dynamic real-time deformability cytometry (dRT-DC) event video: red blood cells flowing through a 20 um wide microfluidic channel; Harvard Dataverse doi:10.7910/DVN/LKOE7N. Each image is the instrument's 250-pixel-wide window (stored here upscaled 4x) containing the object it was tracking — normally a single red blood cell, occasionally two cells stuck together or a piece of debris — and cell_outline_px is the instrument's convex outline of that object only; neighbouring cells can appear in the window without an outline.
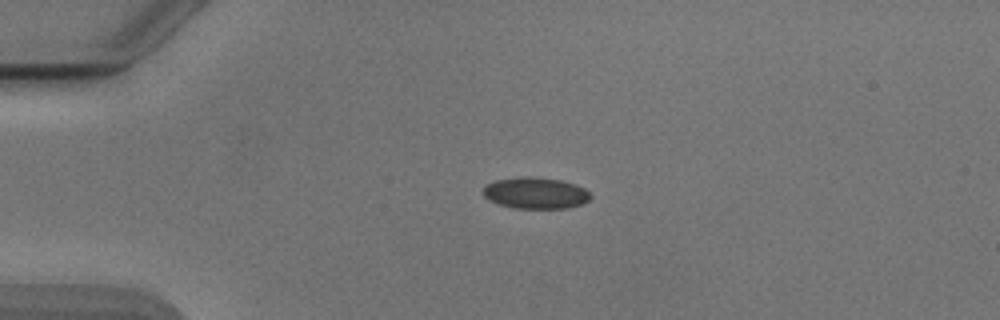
{"species": "Egyptian fruit bat (a non-hibernating species)", "species_latin": "Rousettus aegyptiacus", "temperature_condition": "cold", "stored_images_in_passage": 41, "camera_frame_rate_fps": 3000, "um_per_image_px": 0.085, "animal": {"sex": "male"}, "frame": {"image": 1, "passage_image": 1, "time_ms": 0.0, "image_size_px": [1000, 320], "cell_outline_px": [[592, 196], [588, 200], [580, 204], [564, 208], [516, 208], [500, 204], [488, 200], [484, 196], [484, 184], [496, 180], [520, 176], [536, 176], [560, 180], [576, 184], [584, 188]], "centroid_in_image_um": [45.5, 16.39], "position_along_channel_um": 39.5, "area_um2": 19.65}}
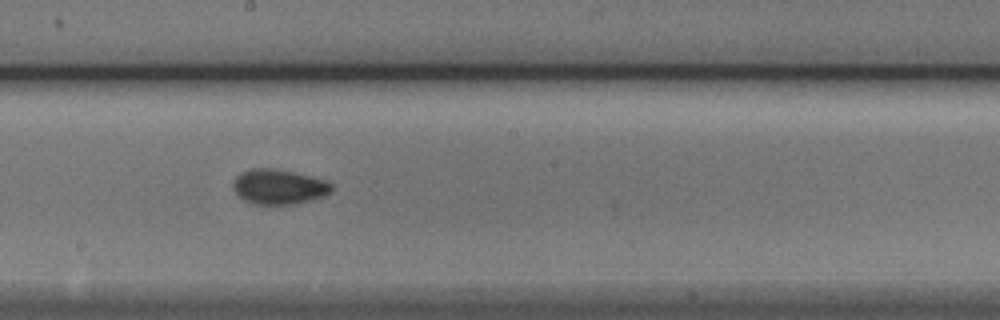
{"frame": {"image": 2, "passage_image": 18, "time_ms": 5.667, "image_size_px": [1000, 320], "cell_outline_px": [[332, 192], [324, 196], [292, 204], [252, 204], [244, 200], [232, 188], [232, 184], [236, 176], [252, 168], [272, 168], [292, 172], [324, 180], [332, 184]], "centroid_in_image_um": [23.68, 15.88], "position_along_channel_um": 224.5, "area_um2": 19.77}}
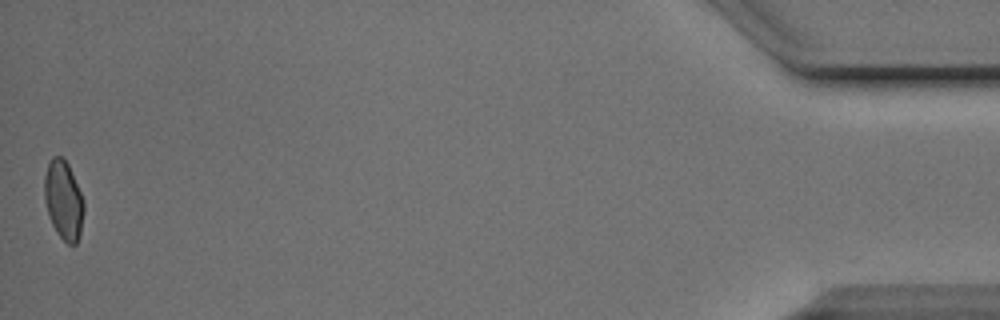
{"frame": {"image": 3, "passage_image": 41, "time_ms": 13.333, "image_size_px": [1000, 320], "cell_outline_px": [[84, 208], [80, 232], [76, 244], [68, 244], [56, 232], [52, 224], [44, 200], [44, 176], [48, 164], [52, 156], [60, 156], [68, 164], [84, 200]], "centroid_in_image_um": [5.39, 17.0], "position_along_channel_um": 429.8, "area_um2": 17.98}, "authors_computed_cell_mechanics": {"area_um2": 18.9006, "velocity_mm_per_s": 3.8925, "shape_relaxation_time_tau1_ms": 4.3296, "shape_relaxation_time_tau2_ms": 1.0543, "deformation_change_tau1": 0.074, "deformation_change_tau2": 0.0468}}